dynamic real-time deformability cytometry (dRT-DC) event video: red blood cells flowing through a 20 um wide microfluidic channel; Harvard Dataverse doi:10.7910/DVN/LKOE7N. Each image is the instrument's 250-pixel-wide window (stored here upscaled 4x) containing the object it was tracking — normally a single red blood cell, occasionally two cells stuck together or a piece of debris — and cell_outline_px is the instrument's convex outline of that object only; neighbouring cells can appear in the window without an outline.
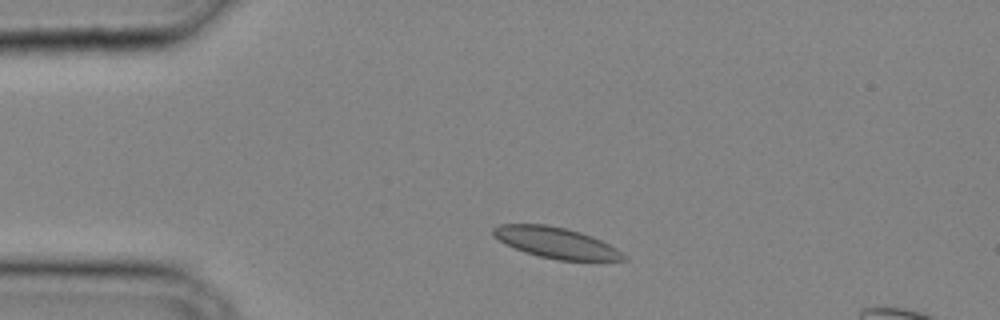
{"species": "common noctule bat (a hibernating species)", "species_latin": "Nyctalus noctula", "temperature_condition": "cold", "stored_images_in_passage": 29, "camera_frame_rate_fps": 3000, "um_per_image_px": 0.085, "animal": {"sex": "male", "body_mass_g": 20.4}, "frame": {"image": 1, "passage_image": 1, "time_ms": 0.0, "image_size_px": [1000, 320], "cell_outline_px": [[628, 260], [560, 260], [540, 256], [524, 252], [504, 244], [492, 236], [492, 228], [500, 224], [548, 224], [580, 232], [592, 236], [616, 248]], "centroid_in_image_um": [47.18, 20.62], "position_along_channel_um": 37.8, "area_um2": 23.29}}
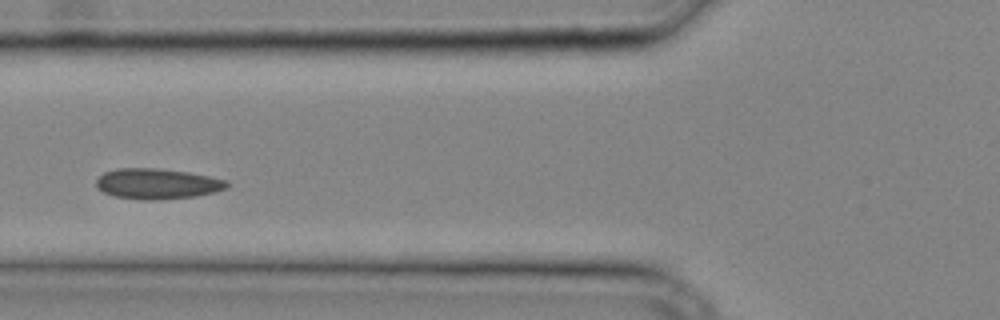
{"frame": {"image": 2, "passage_image": 7, "time_ms": 2.0, "image_size_px": [1000, 320], "cell_outline_px": [[228, 188], [196, 196], [156, 200], [144, 200], [112, 196], [104, 192], [96, 184], [96, 180], [104, 172], [116, 168], [156, 168], [188, 172], [228, 180]], "centroid_in_image_um": [13.36, 15.62], "position_along_channel_um": 112.4, "area_um2": 23.18}}
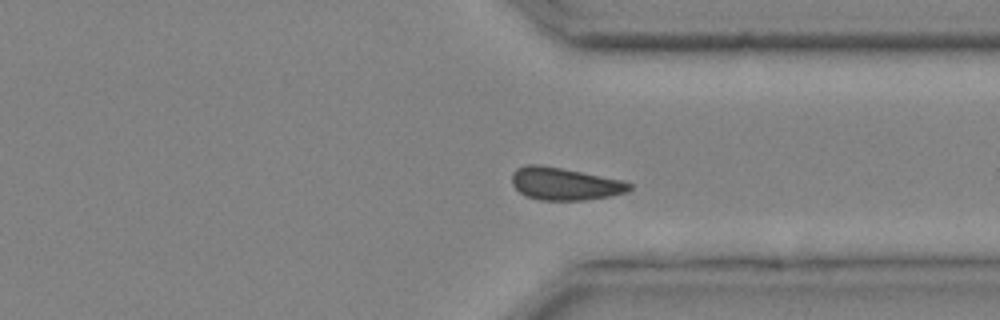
{"frame": {"image": 3, "passage_image": 21, "time_ms": 6.667, "image_size_px": [1000, 320], "cell_outline_px": [[632, 188], [628, 192], [612, 196], [584, 200], [540, 200], [524, 196], [512, 184], [512, 172], [516, 168], [524, 164], [540, 164], [620, 180], [632, 184]], "centroid_in_image_um": [47.96, 15.63], "position_along_channel_um": 363.4, "area_um2": 22.25}}